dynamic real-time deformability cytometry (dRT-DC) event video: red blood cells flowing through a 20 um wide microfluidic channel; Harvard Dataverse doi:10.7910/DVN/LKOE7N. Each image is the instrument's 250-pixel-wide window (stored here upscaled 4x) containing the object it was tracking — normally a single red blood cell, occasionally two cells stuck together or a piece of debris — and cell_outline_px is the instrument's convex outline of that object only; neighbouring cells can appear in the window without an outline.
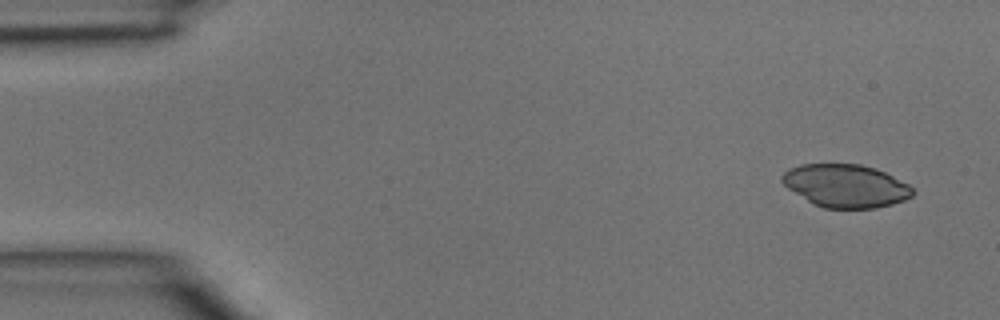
{"species": "common noctule bat (a hibernating species)", "species_latin": "Nyctalus noctula", "temperature_condition": "room temperature", "stored_images_in_passage": 3, "camera_frame_rate_fps": 3000, "um_per_image_px": 0.085, "animal": {"sex": "male", "body_mass_g": 15.6}, "frame": {"image": 1, "passage_image": 1, "time_ms": 0.0, "image_size_px": [1000, 320], "cell_outline_px": [[916, 192], [912, 196], [904, 200], [892, 204], [876, 208], [824, 208], [812, 204], [788, 188], [780, 180], [780, 176], [784, 172], [800, 164], [860, 164], [876, 168], [908, 184]], "centroid_in_image_um": [71.88, 15.8], "position_along_channel_um": 13.1, "area_um2": 32.71}}